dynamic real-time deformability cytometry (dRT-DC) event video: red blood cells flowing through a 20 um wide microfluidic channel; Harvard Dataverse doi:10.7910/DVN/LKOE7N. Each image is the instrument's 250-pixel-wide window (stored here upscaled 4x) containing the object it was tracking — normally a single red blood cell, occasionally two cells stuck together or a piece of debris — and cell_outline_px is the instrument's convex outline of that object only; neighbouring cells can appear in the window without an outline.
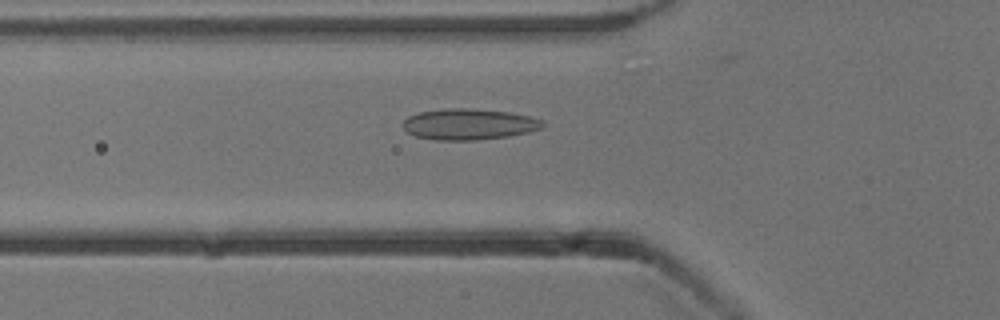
{"species": "common noctule bat (a hibernating species)", "species_latin": "Nyctalus noctula", "temperature_condition": "cold", "stored_images_in_passage": 47, "camera_frame_rate_fps": 3000, "um_per_image_px": 0.085, "animal": {"sex": "male", "body_mass_g": 13.3}, "frame": {"image": 1, "passage_image": 18, "time_ms": 5.667, "image_size_px": [1000, 320], "cell_outline_px": [[544, 128], [528, 132], [508, 136], [476, 140], [436, 140], [416, 136], [408, 132], [404, 128], [404, 120], [408, 116], [420, 112], [444, 108], [464, 108], [508, 112], [528, 116], [544, 120]], "centroid_in_image_um": [39.88, 10.56], "position_along_channel_um": 85.9, "area_um2": 25.14}}
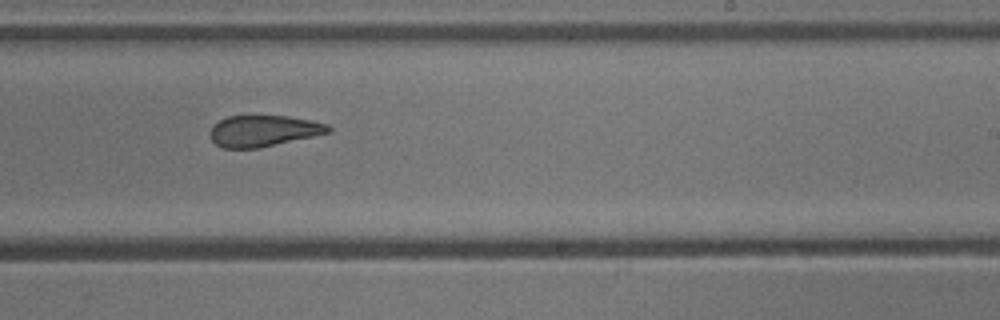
{"frame": {"image": 2, "passage_image": 32, "time_ms": 10.333, "image_size_px": [1000, 320], "cell_outline_px": [[332, 132], [256, 148], [224, 148], [216, 144], [212, 140], [208, 132], [212, 124], [228, 116], [288, 116], [312, 120], [328, 124], [332, 128]], "centroid_in_image_um": [22.38, 11.11], "position_along_channel_um": 266.6, "area_um2": 21.5}}
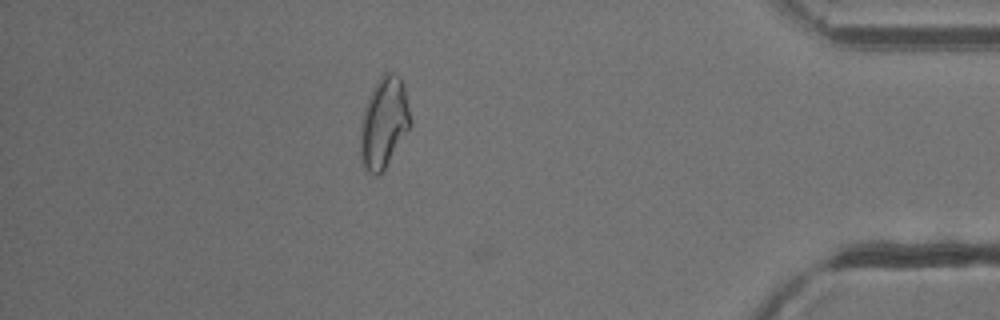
{"frame": {"image": 3, "passage_image": 46, "time_ms": 15.0, "image_size_px": [1000, 320], "cell_outline_px": [[412, 124], [384, 168], [376, 176], [368, 172], [364, 168], [360, 156], [360, 124], [364, 108], [368, 96], [372, 88], [380, 76], [384, 72], [392, 72], [400, 76], [404, 88]], "centroid_in_image_um": [32.6, 10.4], "position_along_channel_um": 402.6, "area_um2": 26.36}}